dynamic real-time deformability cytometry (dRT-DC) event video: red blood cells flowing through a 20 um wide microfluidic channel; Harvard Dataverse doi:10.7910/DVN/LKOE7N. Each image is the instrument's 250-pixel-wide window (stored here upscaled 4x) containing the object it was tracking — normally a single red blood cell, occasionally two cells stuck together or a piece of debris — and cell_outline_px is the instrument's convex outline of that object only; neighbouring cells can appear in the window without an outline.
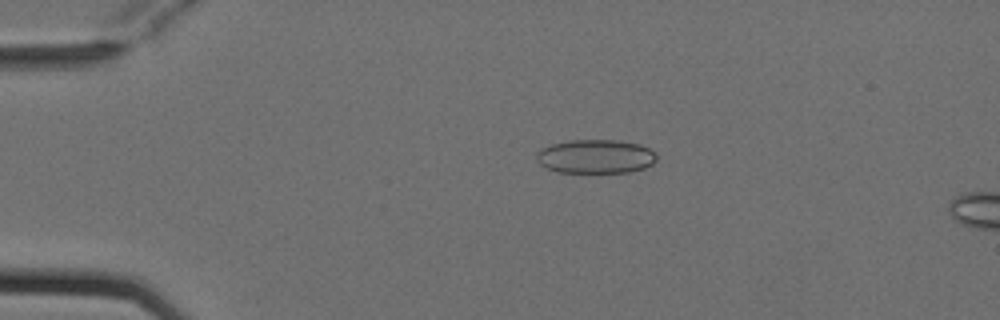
{"species": "Egyptian fruit bat (a non-hibernating species)", "species_latin": "Rousettus aegyptiacus", "temperature_condition": "cold", "stored_images_in_passage": 3, "camera_frame_rate_fps": 3000, "um_per_image_px": 0.085, "animal": {"sex": "female"}, "frame": {"image": 1, "passage_image": 1, "time_ms": 0.0, "image_size_px": [1000, 320], "cell_outline_px": [[656, 160], [652, 164], [644, 168], [628, 172], [556, 172], [540, 164], [536, 160], [536, 152], [540, 148], [552, 144], [572, 140], [620, 140], [640, 144], [656, 152]], "centroid_in_image_um": [50.62, 13.29], "position_along_channel_um": 34.4, "area_um2": 23.81}}